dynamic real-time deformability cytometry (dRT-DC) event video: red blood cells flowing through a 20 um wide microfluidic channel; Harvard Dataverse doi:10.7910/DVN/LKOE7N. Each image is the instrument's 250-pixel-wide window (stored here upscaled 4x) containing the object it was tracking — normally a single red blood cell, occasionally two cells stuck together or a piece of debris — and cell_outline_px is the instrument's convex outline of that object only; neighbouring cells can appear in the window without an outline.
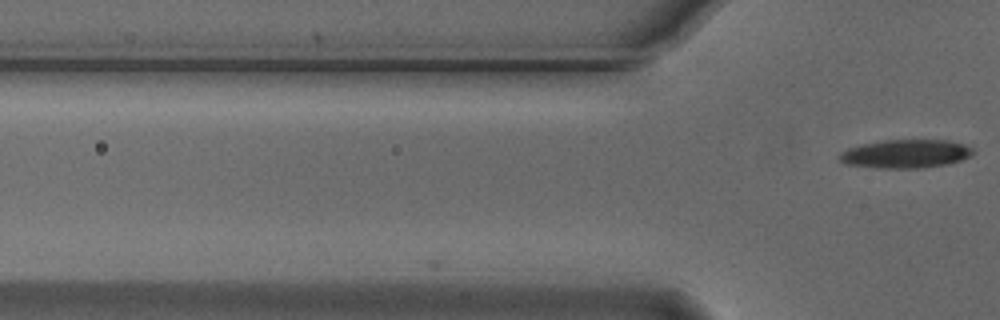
{"species": "Egyptian fruit bat (a non-hibernating species)", "species_latin": "Rousettus aegyptiacus", "temperature_condition": "cold", "stored_images_in_passage": 3, "camera_frame_rate_fps": 3000, "um_per_image_px": 0.085, "animal": {"sex": "male"}, "frame": {"image": 1, "passage_image": 3, "time_ms": 0.667, "image_size_px": [1000, 320], "cell_outline_px": [[976, 152], [972, 156], [948, 164], [916, 168], [876, 168], [844, 164], [840, 160], [840, 152], [848, 148], [864, 144], [884, 140], [948, 140], [964, 144], [972, 148]], "centroid_in_image_um": [77.0, 13.07], "position_along_channel_um": 48.8, "area_um2": 22.2}}